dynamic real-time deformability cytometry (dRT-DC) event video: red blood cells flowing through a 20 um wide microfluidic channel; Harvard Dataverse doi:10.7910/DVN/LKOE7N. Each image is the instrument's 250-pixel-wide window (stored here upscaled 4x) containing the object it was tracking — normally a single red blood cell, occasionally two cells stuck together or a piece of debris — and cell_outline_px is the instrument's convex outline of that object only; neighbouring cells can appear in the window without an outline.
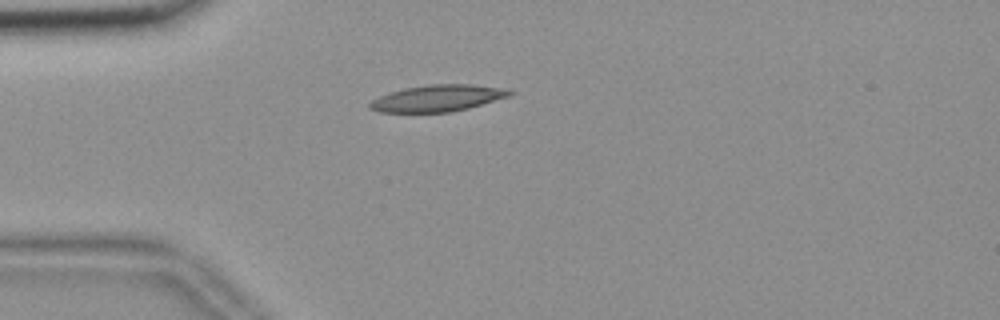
{"species": "common noctule bat (a hibernating species)", "species_latin": "Nyctalus noctula", "temperature_condition": "room temperature", "stored_images_in_passage": 41, "camera_frame_rate_fps": 3000, "um_per_image_px": 0.085, "animal": {"sex": "female", "body_mass_g": 18.4}, "frame": {"image": 1, "passage_image": 1, "time_ms": 0.0, "image_size_px": [1000, 320], "cell_outline_px": [[512, 92], [508, 96], [468, 108], [448, 112], [380, 112], [368, 108], [368, 104], [372, 100], [388, 92], [404, 88], [428, 84], [468, 84], [508, 88]], "centroid_in_image_um": [37.15, 8.34], "position_along_channel_um": 47.8, "area_um2": 21.56}}
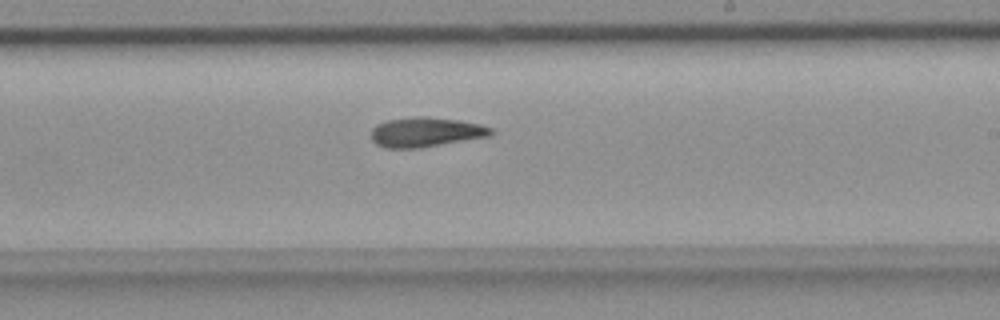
{"frame": {"image": 2, "passage_image": 19, "time_ms": 6.0, "image_size_px": [1000, 320], "cell_outline_px": [[492, 136], [420, 148], [384, 148], [376, 144], [372, 140], [372, 128], [376, 124], [384, 120], [416, 116], [424, 116], [460, 120], [480, 124], [492, 128]], "centroid_in_image_um": [36.18, 11.23], "position_along_channel_um": 252.8, "area_um2": 20.98}}
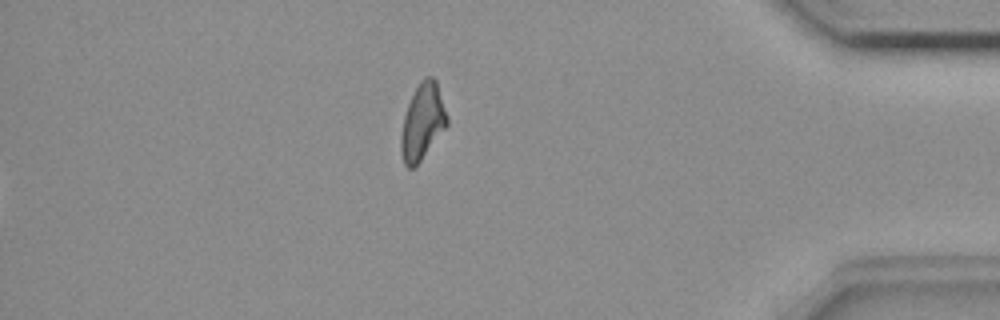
{"frame": {"image": 3, "passage_image": 34, "time_ms": 11.0, "image_size_px": [1000, 320], "cell_outline_px": [[448, 124], [420, 160], [412, 168], [408, 168], [404, 164], [400, 152], [400, 136], [404, 116], [408, 104], [420, 80], [424, 76], [432, 76], [436, 80], [448, 116]], "centroid_in_image_um": [35.9, 10.32], "position_along_channel_um": 399.3, "area_um2": 20.23}}